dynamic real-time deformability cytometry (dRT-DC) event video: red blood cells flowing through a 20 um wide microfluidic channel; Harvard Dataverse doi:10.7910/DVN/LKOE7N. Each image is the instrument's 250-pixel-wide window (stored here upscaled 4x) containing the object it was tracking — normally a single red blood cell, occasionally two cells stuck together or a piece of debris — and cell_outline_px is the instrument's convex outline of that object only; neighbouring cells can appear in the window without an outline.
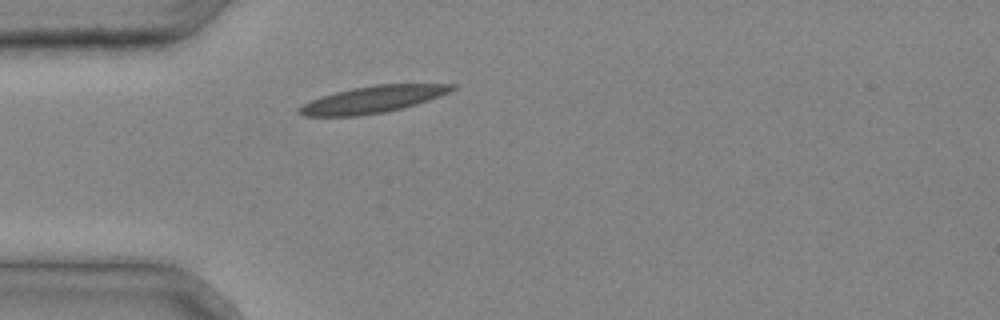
{"species": "common noctule bat (a hibernating species)", "species_latin": "Nyctalus noctula", "temperature_condition": "cold", "stored_images_in_passage": 1, "camera_frame_rate_fps": 3000, "um_per_image_px": 0.085, "animal": {"sex": "male", "body_mass_g": 20.4}, "frame": {"image": 1, "passage_image": 1, "time_ms": 0.0, "image_size_px": [1000, 320], "cell_outline_px": [[456, 88], [448, 92], [428, 100], [416, 104], [384, 112], [360, 116], [304, 116], [296, 112], [296, 108], [312, 100], [336, 92], [352, 88], [376, 84], [456, 84]], "centroid_in_image_um": [31.65, 8.45], "position_along_channel_um": 53.3, "area_um2": 23.64}}